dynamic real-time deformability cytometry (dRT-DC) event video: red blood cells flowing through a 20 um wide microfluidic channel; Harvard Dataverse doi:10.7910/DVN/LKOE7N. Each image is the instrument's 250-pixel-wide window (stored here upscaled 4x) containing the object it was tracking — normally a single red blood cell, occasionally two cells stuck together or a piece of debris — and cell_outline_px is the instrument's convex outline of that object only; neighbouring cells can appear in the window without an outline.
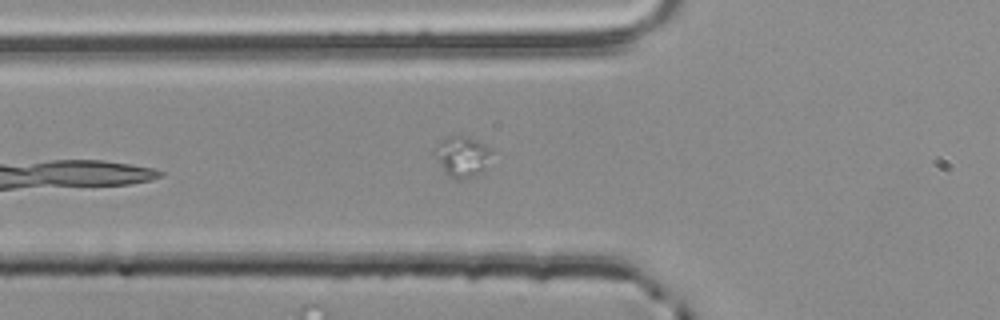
{"species": "common noctule bat (a hibernating species)", "species_latin": "Nyctalus noctula", "temperature_condition": "room temperature", "stored_images_in_passage": 5, "segment_of_instrument_passage": [2, 2], "camera_frame_rate_fps": 3000, "um_per_image_px": 0.085, "animal": {"sex": "male", "body_mass_g": 20.4}, "frame": {"image": 1, "passage_image": 5, "time_ms": 1.333, "image_size_px": [1000, 320], "cell_outline_px": [[492, 148], [484, 172], [460, 180], [456, 180], [448, 176], [444, 172], [432, 152], [436, 144], [440, 140], [448, 136], [464, 136], [476, 140]], "centroid_in_image_um": [39.24, 13.31], "position_along_channel_um": 86.6, "area_um2": 13.64}}